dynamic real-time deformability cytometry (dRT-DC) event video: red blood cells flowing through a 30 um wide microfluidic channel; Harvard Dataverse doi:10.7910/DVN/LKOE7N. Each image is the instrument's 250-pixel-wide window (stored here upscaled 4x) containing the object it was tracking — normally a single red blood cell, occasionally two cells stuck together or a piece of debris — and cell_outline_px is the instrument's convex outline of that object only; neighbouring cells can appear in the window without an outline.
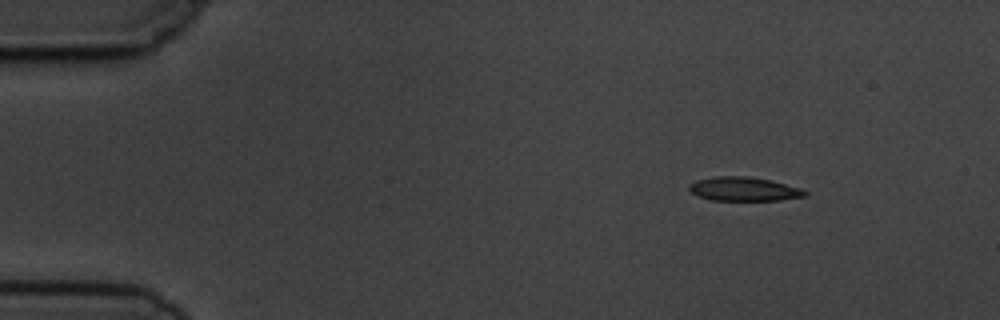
{"species": "common noctule bat (a hibernating species)", "species_latin": "Nyctalus noctula", "temperature_condition": "cold", "stored_images_in_passage": 7, "camera_frame_rate_fps": 3000, "um_per_image_px": 0.085, "animal": {"sex": "male", "body_mass_g": 19.5, "forearm_length_mm": 54.6}, "frame": {"image": 1, "passage_image": 1, "time_ms": 0.0, "image_size_px": [1000, 320], "cell_outline_px": [[808, 192], [804, 196], [780, 200], [712, 200], [696, 196], [688, 188], [688, 184], [696, 180], [712, 176], [748, 176], [772, 180], [800, 188]], "centroid_in_image_um": [63.18, 16.06], "position_along_channel_um": 21.8, "area_um2": 16.24}}
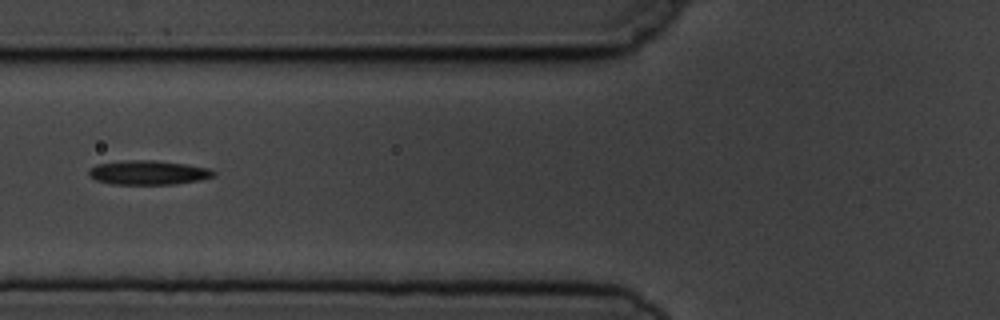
{"frame": {"image": 2, "passage_image": 5, "time_ms": 4.667, "image_size_px": [1000, 320], "cell_outline_px": [[216, 176], [200, 180], [176, 184], [112, 184], [96, 180], [88, 176], [88, 168], [96, 164], [128, 160], [152, 160], [184, 164], [208, 168], [216, 172]], "centroid_in_image_um": [12.58, 14.67], "position_along_channel_um": 113.2, "area_um2": 17.69}}
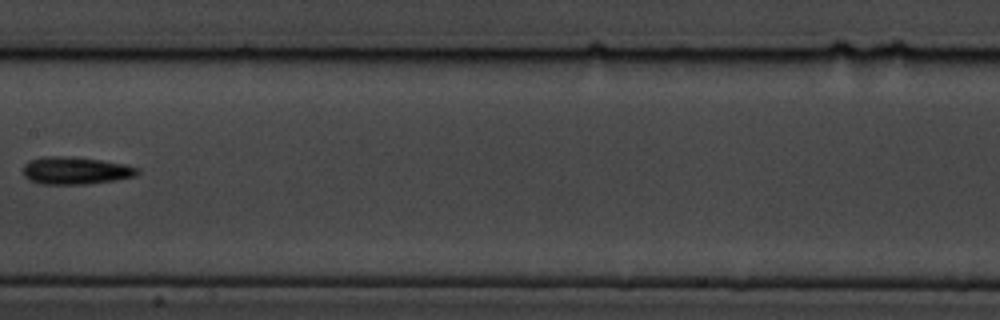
{"frame": {"image": 3, "passage_image": 7, "time_ms": 7.0, "image_size_px": [1000, 320], "cell_outline_px": [[140, 172], [136, 176], [116, 180], [88, 184], [40, 184], [28, 180], [24, 176], [24, 164], [28, 160], [44, 156], [68, 156], [100, 160], [124, 164], [140, 168]], "centroid_in_image_um": [6.42, 14.5], "position_along_channel_um": 201.0, "area_um2": 18.5}}